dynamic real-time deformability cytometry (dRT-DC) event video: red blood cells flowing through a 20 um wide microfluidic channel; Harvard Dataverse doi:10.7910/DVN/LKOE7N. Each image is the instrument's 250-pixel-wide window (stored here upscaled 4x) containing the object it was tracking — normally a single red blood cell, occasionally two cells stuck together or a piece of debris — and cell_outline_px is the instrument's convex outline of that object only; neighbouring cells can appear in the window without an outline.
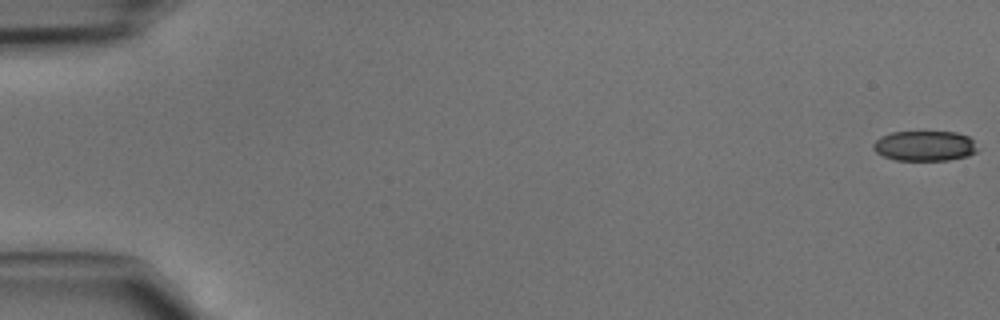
{"species": "common noctule bat (a hibernating species)", "species_latin": "Nyctalus noctula", "temperature_condition": "cold", "stored_images_in_passage": 47, "camera_frame_rate_fps": 3000, "um_per_image_px": 0.085, "animal": {"sex": "male", "body_mass_g": 15.6}, "frame": {"image": 1, "passage_image": 1, "time_ms": 0.0, "image_size_px": [1000, 320], "cell_outline_px": [[980, 148], [976, 152], [968, 156], [948, 160], [896, 160], [884, 156], [876, 152], [872, 148], [872, 144], [880, 136], [892, 132], [956, 132], [968, 136]], "centroid_in_image_um": [78.61, 12.4], "position_along_channel_um": 6.4, "area_um2": 18.44}}
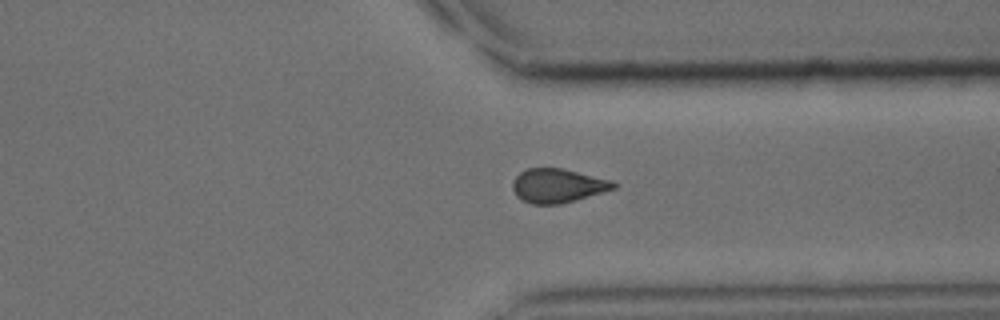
{"frame": {"image": 2, "passage_image": 36, "time_ms": 11.667, "image_size_px": [1000, 320], "cell_outline_px": [[616, 188], [560, 204], [532, 204], [516, 196], [512, 188], [512, 180], [520, 172], [528, 168], [564, 168], [612, 180], [616, 184]], "centroid_in_image_um": [47.38, 15.77], "position_along_channel_um": 364.0, "area_um2": 19.94}}
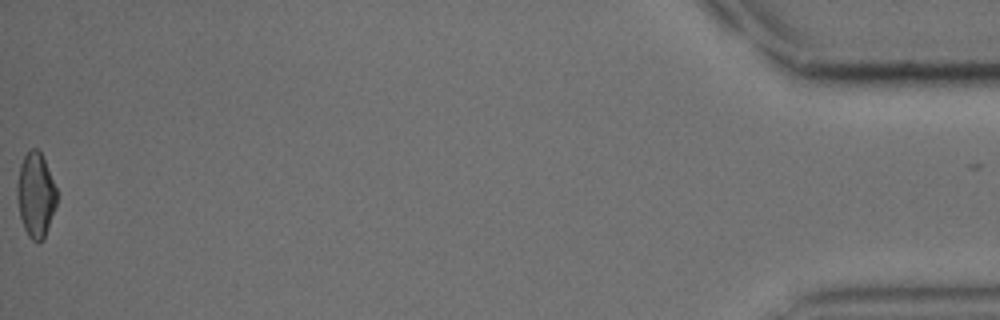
{"frame": {"image": 3, "passage_image": 47, "time_ms": 15.333, "image_size_px": [1000, 320], "cell_outline_px": [[56, 204], [44, 240], [32, 240], [28, 236], [24, 228], [20, 216], [16, 196], [16, 188], [20, 164], [24, 156], [32, 148], [36, 148], [40, 152], [44, 160], [56, 188]], "centroid_in_image_um": [3.01, 16.58], "position_along_channel_um": 432.2, "area_um2": 19.31}}